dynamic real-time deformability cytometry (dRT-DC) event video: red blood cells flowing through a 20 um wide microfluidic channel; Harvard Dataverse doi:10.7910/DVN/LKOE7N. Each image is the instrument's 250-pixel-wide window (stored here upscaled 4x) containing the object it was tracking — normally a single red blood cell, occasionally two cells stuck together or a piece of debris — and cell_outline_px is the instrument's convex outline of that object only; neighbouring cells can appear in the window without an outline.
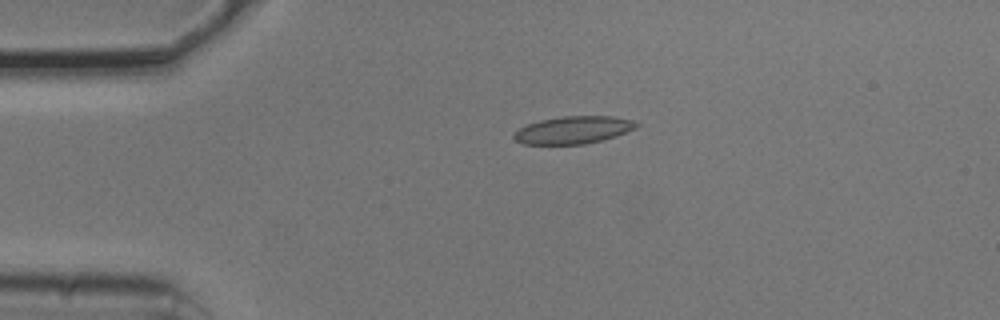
{"species": "common noctule bat (a hibernating species)", "species_latin": "Nyctalus noctula", "temperature_condition": "cold", "stored_images_in_passage": 43, "camera_frame_rate_fps": 3000, "um_per_image_px": 0.085, "animal": {"sex": "male", "body_mass_g": 20.5, "forearm_length_mm": 52.5}, "frame": {"image": 1, "passage_image": 1, "time_ms": 0.0, "image_size_px": [1000, 320], "cell_outline_px": [[640, 124], [636, 128], [616, 136], [584, 144], [524, 144], [516, 140], [512, 136], [512, 132], [528, 124], [540, 120], [564, 116], [612, 116], [636, 120]], "centroid_in_image_um": [48.75, 11.04], "position_along_channel_um": 36.3, "area_um2": 19.65}}
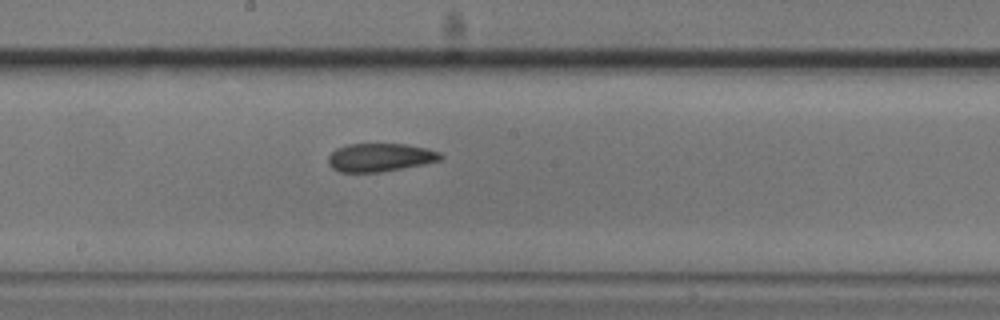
{"frame": {"image": 2, "passage_image": 18, "time_ms": 5.667, "image_size_px": [1000, 320], "cell_outline_px": [[444, 156], [440, 160], [424, 164], [380, 172], [340, 172], [332, 168], [328, 164], [328, 156], [336, 148], [348, 144], [404, 144], [428, 148], [440, 152]], "centroid_in_image_um": [32.3, 13.38], "position_along_channel_um": 215.9, "area_um2": 18.55}}
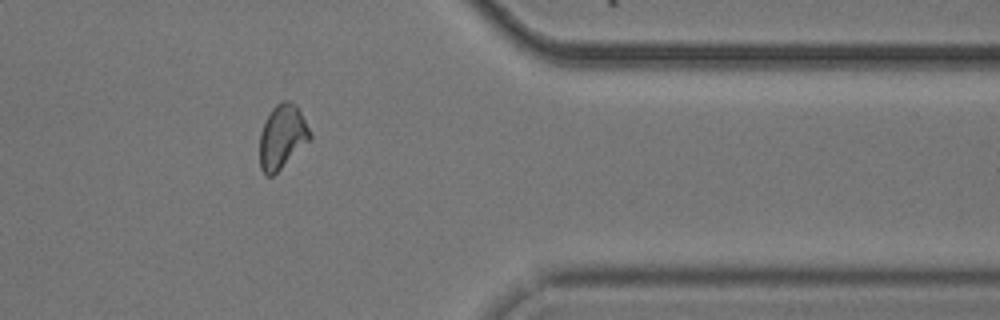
{"frame": {"image": 3, "passage_image": 33, "time_ms": 10.667, "image_size_px": [1000, 320], "cell_outline_px": [[312, 140], [272, 176], [268, 176], [260, 168], [260, 132], [272, 108], [276, 104], [284, 100], [288, 100], [296, 104], [312, 136]], "centroid_in_image_um": [24.0, 11.63], "position_along_channel_um": 387.4, "area_um2": 18.67}, "authors_computed_cell_mechanics": {"area_um2": 18.785, "velocity_mm_per_s": 3.757, "shape_relaxation_time_tau1_ms": 6.0223, "shape_relaxation_time_tau2_ms": 2.4521, "deformation_change_tau1": 0.145, "deformation_change_tau2": 0.0913}}